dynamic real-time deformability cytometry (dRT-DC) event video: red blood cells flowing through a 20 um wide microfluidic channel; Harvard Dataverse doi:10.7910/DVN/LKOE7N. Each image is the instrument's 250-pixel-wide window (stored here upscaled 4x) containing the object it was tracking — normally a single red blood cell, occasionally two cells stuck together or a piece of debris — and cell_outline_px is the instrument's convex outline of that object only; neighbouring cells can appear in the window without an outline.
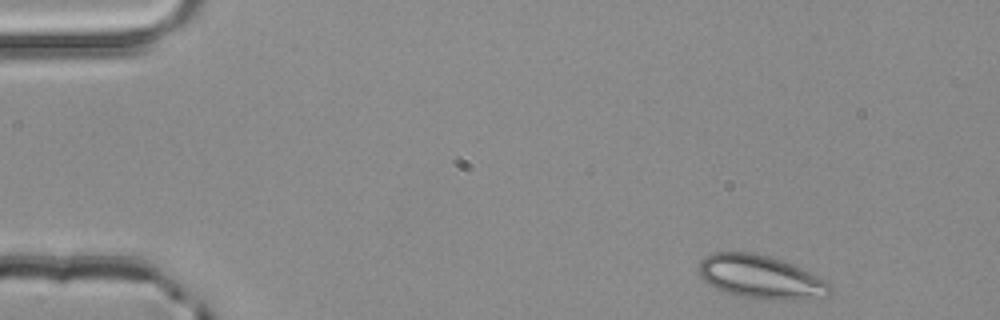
{"species": "common noctule bat (a hibernating species)", "species_latin": "Nyctalus noctula", "temperature_condition": "room temperature", "stored_images_in_passage": 2, "camera_frame_rate_fps": 3000, "um_per_image_px": 0.085, "animal": {"sex": "male", "body_mass_g": 20.4}, "frame": {"image": 1, "passage_image": 1, "time_ms": 0.0, "image_size_px": [1000, 320], "cell_outline_px": [[832, 292], [828, 296], [804, 300], [760, 300], [736, 296], [724, 292], [708, 284], [700, 276], [700, 260], [704, 256], [712, 252], [752, 252], [768, 256], [792, 264], [832, 284]], "centroid_in_image_um": [64.67, 23.58], "position_along_channel_um": 20.3, "area_um2": 33.58}}